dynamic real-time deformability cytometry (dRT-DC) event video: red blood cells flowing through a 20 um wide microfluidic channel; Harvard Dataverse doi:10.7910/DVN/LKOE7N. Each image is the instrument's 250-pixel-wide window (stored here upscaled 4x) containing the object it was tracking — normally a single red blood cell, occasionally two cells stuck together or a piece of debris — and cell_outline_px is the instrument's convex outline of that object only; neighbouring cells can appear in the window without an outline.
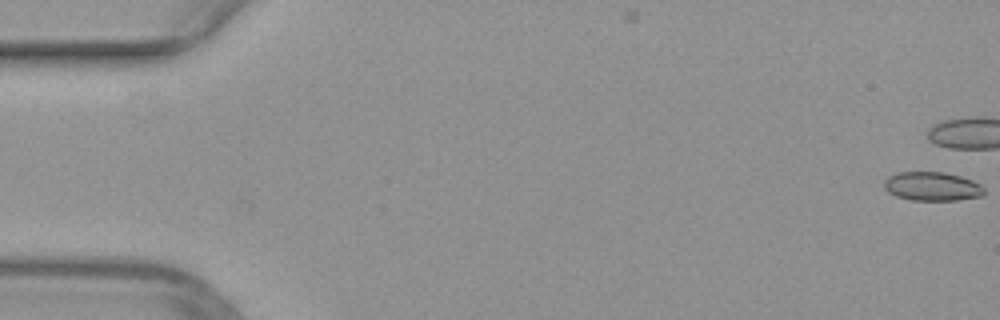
{"species": "common noctule bat (a hibernating species)", "species_latin": "Nyctalus noctula", "temperature_condition": "warm", "stored_images_in_passage": 8, "camera_frame_rate_fps": 3000, "um_per_image_px": 0.085, "animal": {"sex": "female", "body_mass_g": 29.2, "forearm_length_mm": 56.3}, "frame": {"image": 1, "passage_image": 1, "time_ms": 0.0, "image_size_px": [1000, 320], "cell_outline_px": [[984, 192], [980, 196], [956, 200], [912, 200], [896, 196], [888, 192], [884, 188], [884, 180], [888, 176], [896, 172], [944, 172], [960, 176], [972, 180], [980, 184], [984, 188]], "centroid_in_image_um": [79.2, 15.83], "position_along_channel_um": 5.8, "area_um2": 16.82}}